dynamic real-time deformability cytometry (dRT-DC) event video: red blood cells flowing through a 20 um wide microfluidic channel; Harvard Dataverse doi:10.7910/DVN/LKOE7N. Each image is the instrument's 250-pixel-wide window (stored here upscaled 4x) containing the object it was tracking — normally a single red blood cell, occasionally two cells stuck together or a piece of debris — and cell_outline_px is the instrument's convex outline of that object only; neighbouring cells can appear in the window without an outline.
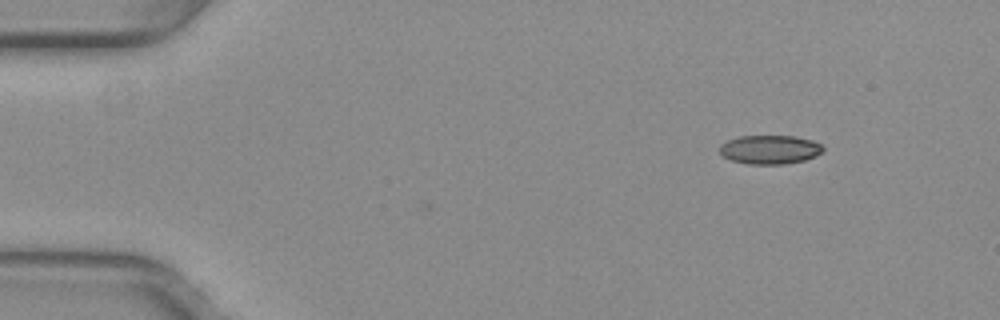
{"species": "common noctule bat (a hibernating species)", "species_latin": "Nyctalus noctula", "temperature_condition": "warm", "stored_images_in_passage": 5, "camera_frame_rate_fps": 3000, "um_per_image_px": 0.085, "animal": {"sex": "female", "body_mass_g": 29.2, "forearm_length_mm": 56.3}, "frame": {"image": 1, "passage_image": 5, "time_ms": 1.333, "image_size_px": [1000, 320], "cell_outline_px": [[824, 148], [816, 156], [804, 160], [784, 164], [748, 164], [732, 160], [724, 156], [720, 152], [720, 144], [728, 140], [740, 136], [796, 136], [812, 140], [820, 144]], "centroid_in_image_um": [65.44, 12.71], "position_along_channel_um": 19.6, "area_um2": 17.28}}